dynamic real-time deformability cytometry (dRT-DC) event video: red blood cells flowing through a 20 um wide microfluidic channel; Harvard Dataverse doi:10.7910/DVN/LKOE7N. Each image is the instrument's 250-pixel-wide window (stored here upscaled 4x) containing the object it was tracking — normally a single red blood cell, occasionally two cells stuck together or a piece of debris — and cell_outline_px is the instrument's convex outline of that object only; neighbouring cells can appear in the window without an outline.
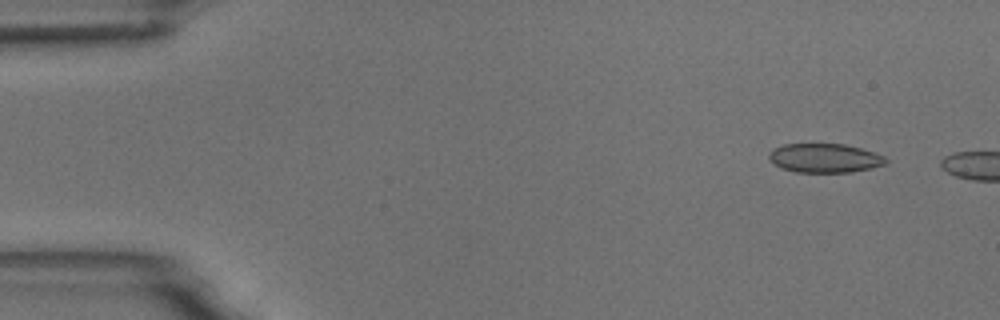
{"species": "common noctule bat (a hibernating species)", "species_latin": "Nyctalus noctula", "temperature_condition": "room temperature", "stored_images_in_passage": 2, "camera_frame_rate_fps": 3000, "um_per_image_px": 0.085, "animal": {"sex": "male", "body_mass_g": 18.8}, "frame": {"image": 1, "passage_image": 1, "time_ms": 0.0, "image_size_px": [1000, 320], "cell_outline_px": [[888, 164], [872, 168], [852, 172], [796, 172], [784, 168], [776, 164], [768, 156], [768, 152], [784, 144], [844, 144], [860, 148], [884, 156], [888, 160]], "centroid_in_image_um": [70.15, 13.44], "position_along_channel_um": 14.8, "area_um2": 19.59}}